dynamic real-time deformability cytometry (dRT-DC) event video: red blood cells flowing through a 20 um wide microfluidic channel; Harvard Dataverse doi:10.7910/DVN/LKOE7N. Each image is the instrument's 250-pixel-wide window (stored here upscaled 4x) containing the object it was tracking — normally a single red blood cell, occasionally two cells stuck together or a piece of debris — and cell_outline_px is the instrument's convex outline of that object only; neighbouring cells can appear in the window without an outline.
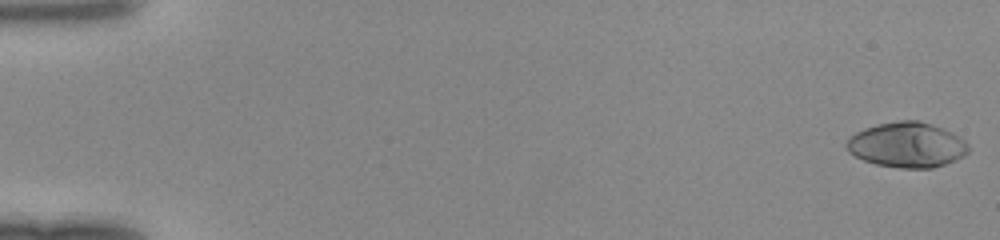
{"species": "human", "species_latin": "Homo sapiens", "temperature_condition": "room temperature", "stored_images_in_passage": 48, "camera_frame_rate_fps": 3000, "um_per_image_px": 0.085, "donor": {"sex": "female"}, "frame": {"image": 1, "passage_image": 1, "time_ms": 0.0, "image_size_px": [1000, 240], "cell_outline_px": [[968, 152], [964, 156], [956, 160], [932, 168], [900, 168], [876, 164], [864, 160], [848, 152], [844, 144], [848, 136], [864, 128], [876, 124], [900, 120], [920, 120], [944, 128], [960, 136], [968, 144]], "centroid_in_image_um": [77.08, 12.3], "position_along_channel_um": 7.9, "area_um2": 32.43}}
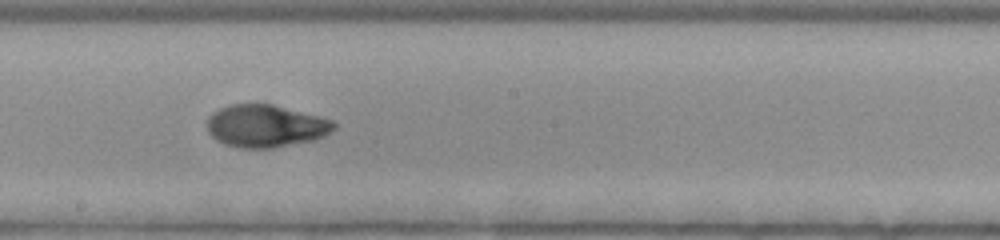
{"frame": {"image": 2, "passage_image": 28, "time_ms": 9.0, "image_size_px": [1000, 240], "cell_outline_px": [[336, 128], [324, 136], [316, 140], [272, 148], [240, 148], [224, 144], [216, 140], [208, 132], [208, 116], [212, 112], [228, 104], [272, 104], [320, 116], [332, 120], [336, 124]], "centroid_in_image_um": [22.59, 10.71], "position_along_channel_um": 225.6, "area_um2": 31.62}}
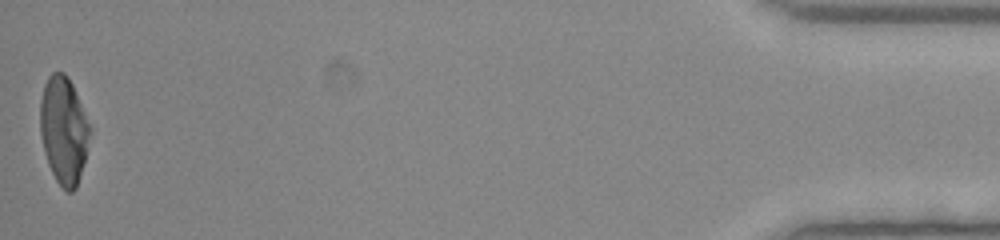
{"frame": {"image": 3, "passage_image": 48, "time_ms": 15.667, "image_size_px": [1000, 240], "cell_outline_px": [[92, 128], [84, 160], [76, 188], [72, 192], [68, 192], [56, 180], [48, 164], [44, 152], [40, 132], [40, 100], [44, 84], [48, 76], [52, 72], [64, 72], [68, 76], [72, 84]], "centroid_in_image_um": [5.41, 11.03], "position_along_channel_um": 429.8, "area_um2": 31.04}}